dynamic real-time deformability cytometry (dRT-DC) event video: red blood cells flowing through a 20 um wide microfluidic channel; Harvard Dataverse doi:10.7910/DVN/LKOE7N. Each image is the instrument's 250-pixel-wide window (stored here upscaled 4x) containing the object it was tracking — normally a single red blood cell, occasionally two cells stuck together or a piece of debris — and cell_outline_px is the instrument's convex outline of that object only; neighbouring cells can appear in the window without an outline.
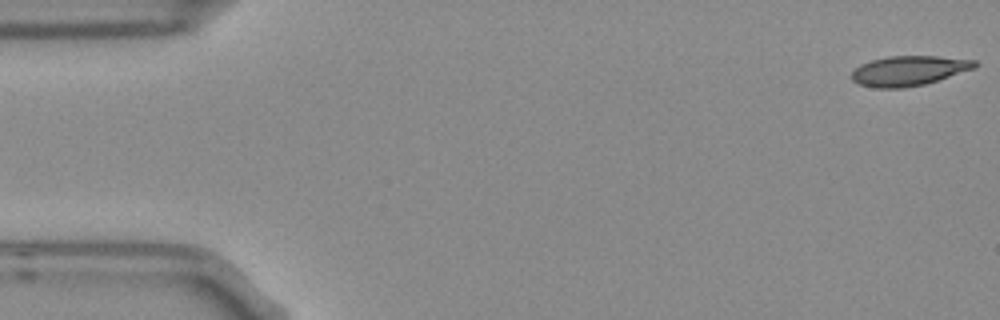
{"species": "Egyptian fruit bat (a non-hibernating species)", "species_latin": "Rousettus aegyptiacus", "temperature_condition": "room temperature", "stored_images_in_passage": 5, "camera_frame_rate_fps": 3000, "um_per_image_px": 0.085, "frame": {"image": 1, "passage_image": 1, "time_ms": 0.0, "image_size_px": [1000, 320], "cell_outline_px": [[980, 64], [976, 68], [924, 84], [904, 88], [876, 88], [860, 84], [852, 80], [852, 72], [860, 64], [872, 60], [888, 56], [936, 56], [976, 60]], "centroid_in_image_um": [77.28, 6.01], "position_along_channel_um": 7.7, "area_um2": 21.39}}